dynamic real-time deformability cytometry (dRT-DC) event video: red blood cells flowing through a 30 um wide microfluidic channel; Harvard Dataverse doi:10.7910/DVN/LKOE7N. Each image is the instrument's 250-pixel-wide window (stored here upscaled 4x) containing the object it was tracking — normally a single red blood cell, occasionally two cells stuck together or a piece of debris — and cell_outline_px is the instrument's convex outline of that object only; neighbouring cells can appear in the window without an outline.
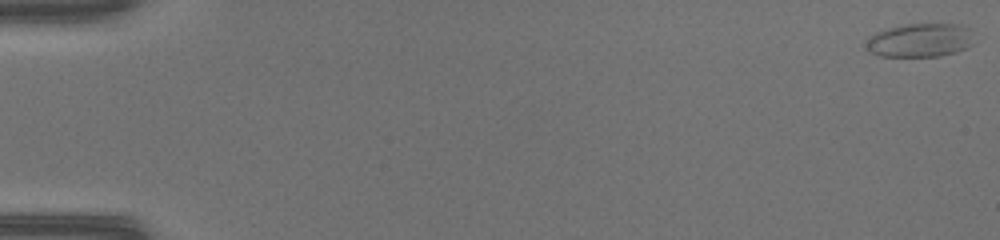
{"species": "common noctule bat (a hibernating species)", "species_latin": "Nyctalus noctula", "temperature_condition": "warm", "stored_images_in_passage": 51, "camera_frame_rate_fps": 3000, "um_per_image_px": 0.085, "animal": {"sex": "female", "body_mass_g": 17.0, "forearm_length_mm": 48.0}, "frame": {"image": 1, "passage_image": 1, "time_ms": 0.0, "image_size_px": [1000, 240], "cell_outline_px": [[968, 44], [964, 48], [956, 52], [940, 56], [880, 56], [868, 52], [864, 48], [864, 40], [876, 32], [888, 28], [904, 24], [960, 24], [968, 28]], "centroid_in_image_um": [78.04, 3.43], "position_along_channel_um": 7.0, "area_um2": 20.92}}
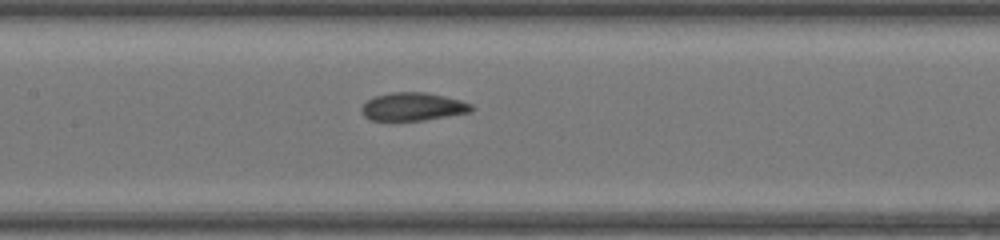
{"frame": {"image": 2, "passage_image": 26, "time_ms": 8.333, "image_size_px": [1000, 240], "cell_outline_px": [[476, 108], [472, 112], [424, 120], [372, 120], [364, 116], [360, 108], [372, 96], [392, 92], [424, 92], [444, 96], [460, 100], [472, 104]], "centroid_in_image_um": [35.12, 9.06], "position_along_channel_um": 172.3, "area_um2": 18.03}}
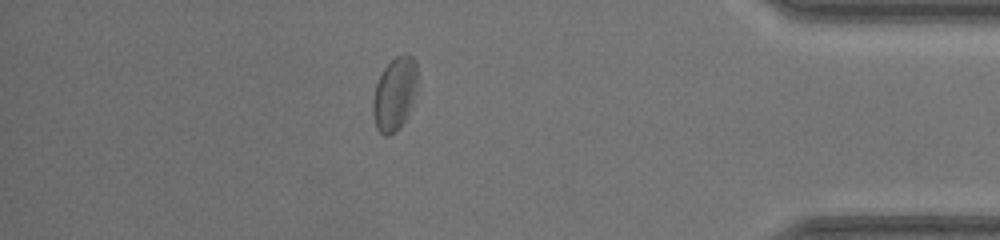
{"frame": {"image": 3, "passage_image": 45, "time_ms": 14.667, "image_size_px": [1000, 240], "cell_outline_px": [[416, 88], [408, 116], [400, 128], [396, 132], [388, 136], [384, 136], [376, 128], [372, 112], [372, 100], [376, 84], [384, 68], [396, 56], [404, 52], [408, 52], [416, 60]], "centroid_in_image_um": [33.53, 7.99], "position_along_channel_um": 401.7, "area_um2": 19.19}, "authors_computed_cell_mechanics": {"area_um2": 19.363, "velocity_mm_per_s": 4.178, "shape_relaxation_time_tau1_ms": 3.7794, "shape_relaxation_time_tau2_ms": 1.4692, "deformation_change_tau1": 0.1412, "deformation_change_tau2": 0.0729}}